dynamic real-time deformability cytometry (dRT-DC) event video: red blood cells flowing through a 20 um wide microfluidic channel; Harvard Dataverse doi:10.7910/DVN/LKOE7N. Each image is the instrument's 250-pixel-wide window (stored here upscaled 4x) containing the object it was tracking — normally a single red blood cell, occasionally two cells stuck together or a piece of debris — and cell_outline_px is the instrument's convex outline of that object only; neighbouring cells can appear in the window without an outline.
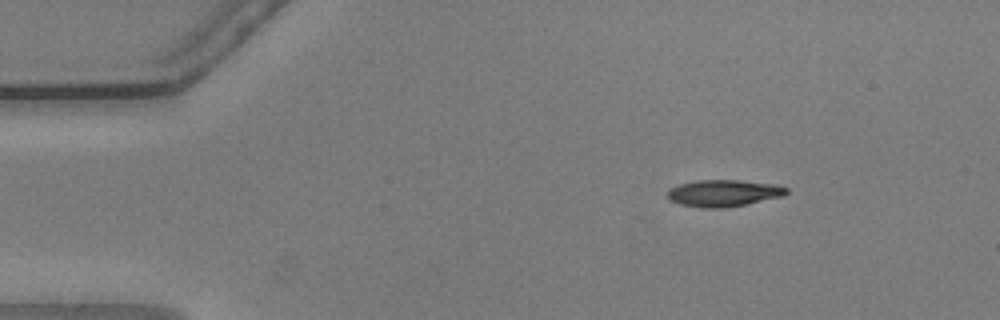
{"species": "common noctule bat (a hibernating species)", "species_latin": "Nyctalus noctula", "temperature_condition": "warm", "stored_images_in_passage": 49, "camera_frame_rate_fps": 3000, "um_per_image_px": 0.085, "animal": {"sex": "male", "body_mass_g": 20.5, "forearm_length_mm": 52.5}, "frame": {"image": 1, "passage_image": 1, "time_ms": 0.0, "image_size_px": [1000, 320], "cell_outline_px": [[788, 192], [784, 196], [724, 208], [704, 208], [680, 204], [668, 200], [668, 188], [680, 184], [696, 180], [740, 180], [776, 184], [788, 188]], "centroid_in_image_um": [61.5, 16.41], "position_along_channel_um": 23.5, "area_um2": 18.61}}
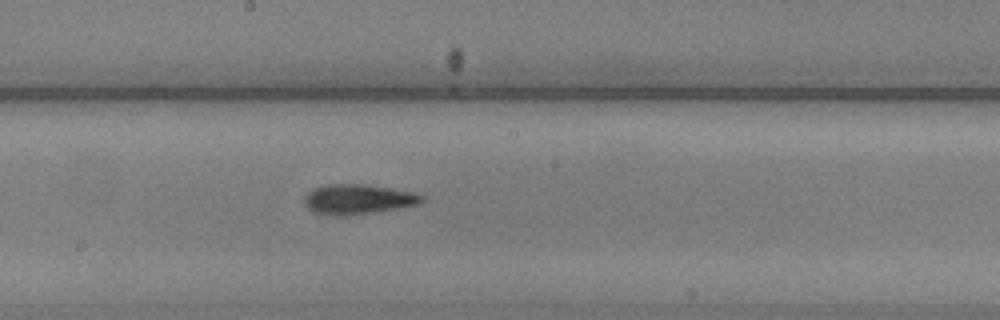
{"frame": {"image": 2, "passage_image": 23, "time_ms": 7.333, "image_size_px": [1000, 320], "cell_outline_px": [[424, 200], [416, 204], [400, 208], [344, 216], [336, 216], [316, 212], [308, 208], [304, 204], [304, 196], [312, 188], [328, 184], [364, 184], [392, 188], [416, 192], [424, 196]], "centroid_in_image_um": [30.43, 16.92], "position_along_channel_um": 217.8, "area_um2": 20.52}}
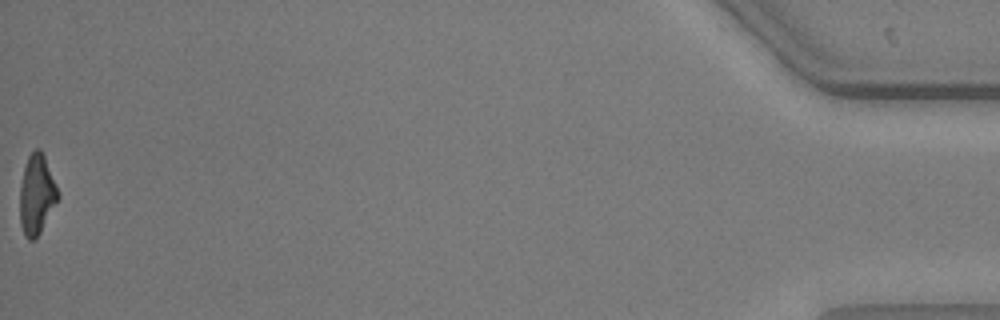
{"frame": {"image": 3, "passage_image": 49, "time_ms": 16.0, "image_size_px": [1000, 320], "cell_outline_px": [[60, 196], [40, 232], [32, 240], [28, 240], [24, 236], [20, 224], [20, 184], [24, 168], [28, 156], [36, 148], [40, 148], [44, 156], [56, 184]], "centroid_in_image_um": [3.11, 16.54], "position_along_channel_um": 432.1, "area_um2": 17.57}, "authors_computed_cell_mechanics": {"area_um2": 19.074, "velocity_mm_per_s": 3.6364, "shape_relaxation_time_tau1_ms": 5.6209, "shape_relaxation_time_tau2_ms": 6.6877, "deformation_change_tau1": 0.1866, "deformation_change_tau2": 0.1806}}